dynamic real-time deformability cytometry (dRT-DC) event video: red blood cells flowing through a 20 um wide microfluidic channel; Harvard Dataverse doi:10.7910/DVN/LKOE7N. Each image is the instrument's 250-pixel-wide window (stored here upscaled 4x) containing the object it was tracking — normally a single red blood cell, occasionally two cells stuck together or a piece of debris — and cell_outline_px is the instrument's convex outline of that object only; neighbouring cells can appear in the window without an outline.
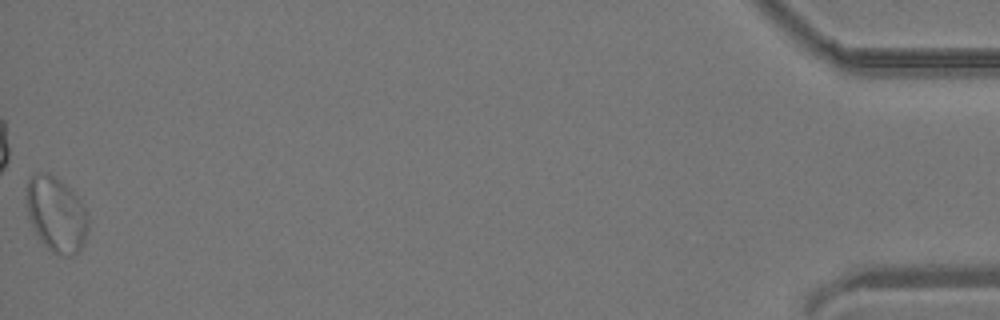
{"species": "common noctule bat (a hibernating species)", "species_latin": "Nyctalus noctula", "temperature_condition": "room temperature", "stored_images_in_passage": 44, "camera_frame_rate_fps": 3000, "um_per_image_px": 0.085, "animal": {"sex": "male", "body_mass_g": 19.2, "forearm_length_mm": 51.8}, "frame": {"image": 1, "passage_image": 44, "time_ms": 14.333, "image_size_px": [1000, 320], "cell_outline_px": [[88, 232], [84, 244], [72, 256], [64, 256], [52, 252], [44, 244], [36, 232], [28, 216], [28, 180], [36, 172], [48, 172], [60, 180], [76, 196], [88, 212]], "centroid_in_image_um": [4.82, 18.23], "position_along_channel_um": 430.4, "area_um2": 26.65}}